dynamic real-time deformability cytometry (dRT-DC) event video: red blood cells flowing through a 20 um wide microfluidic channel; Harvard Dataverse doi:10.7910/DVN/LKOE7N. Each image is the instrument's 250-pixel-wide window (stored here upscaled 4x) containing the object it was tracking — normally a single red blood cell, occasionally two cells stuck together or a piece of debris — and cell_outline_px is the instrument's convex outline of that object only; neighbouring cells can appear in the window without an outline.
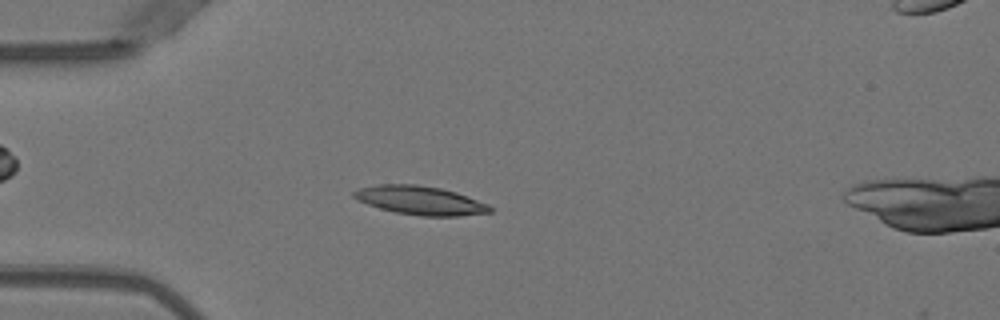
{"species": "Egyptian fruit bat (a non-hibernating species)", "species_latin": "Rousettus aegyptiacus", "temperature_condition": "warm", "stored_images_in_passage": 6, "camera_frame_rate_fps": 3000, "um_per_image_px": 0.085, "animal": {"sex": "female"}, "frame": {"image": 1, "passage_image": 5, "time_ms": 1.333, "image_size_px": [1000, 320], "cell_outline_px": [[492, 212], [460, 216], [424, 216], [396, 212], [380, 208], [356, 200], [352, 196], [352, 192], [360, 188], [380, 184], [416, 184], [440, 188], [456, 192], [488, 204], [492, 208]], "centroid_in_image_um": [35.71, 17.03], "position_along_channel_um": 49.3, "area_um2": 22.66}}